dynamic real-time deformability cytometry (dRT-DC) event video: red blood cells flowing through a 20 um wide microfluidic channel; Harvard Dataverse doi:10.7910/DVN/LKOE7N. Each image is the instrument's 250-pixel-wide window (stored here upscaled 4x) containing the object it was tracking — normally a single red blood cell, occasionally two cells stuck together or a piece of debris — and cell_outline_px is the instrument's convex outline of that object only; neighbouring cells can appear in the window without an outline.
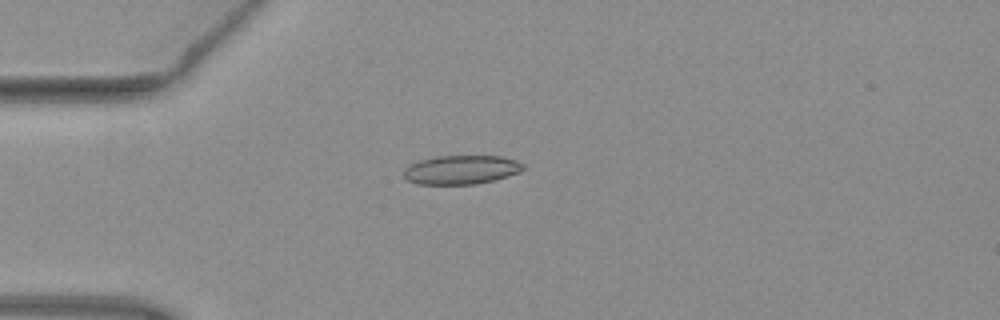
{"species": "common noctule bat (a hibernating species)", "species_latin": "Nyctalus noctula", "temperature_condition": "warm", "stored_images_in_passage": 7, "camera_frame_rate_fps": 3000, "um_per_image_px": 0.085, "animal": {"sex": "female", "body_mass_g": 19.3, "forearm_length_mm": 54.1}, "frame": {"image": 1, "passage_image": 4, "time_ms": 1.0, "image_size_px": [1000, 320], "cell_outline_px": [[524, 168], [520, 172], [492, 180], [476, 184], [416, 184], [408, 180], [404, 176], [404, 168], [408, 164], [420, 160], [436, 156], [500, 156], [516, 160], [524, 164]], "centroid_in_image_um": [39.18, 14.42], "position_along_channel_um": 45.8, "area_um2": 20.11}}
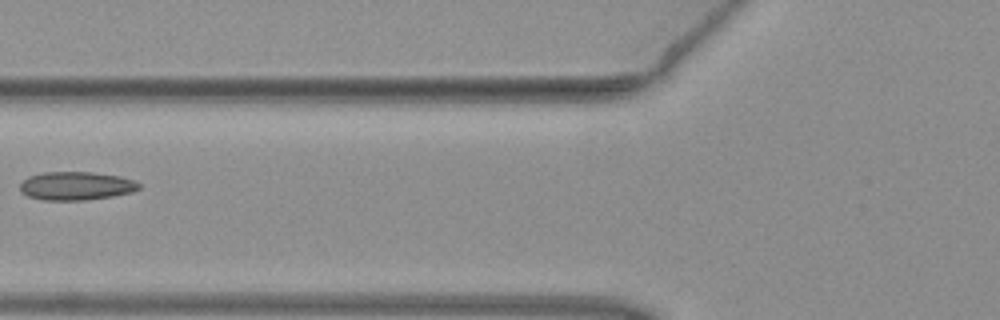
{"frame": {"image": 2, "passage_image": 6, "time_ms": 1.667, "image_size_px": [1000, 320], "cell_outline_px": [[140, 188], [132, 192], [112, 196], [84, 200], [40, 200], [28, 196], [20, 192], [20, 184], [28, 176], [40, 172], [92, 172], [120, 176], [132, 180], [140, 184]], "centroid_in_image_um": [6.43, 15.8], "position_along_channel_um": 119.4, "area_um2": 19.77}}
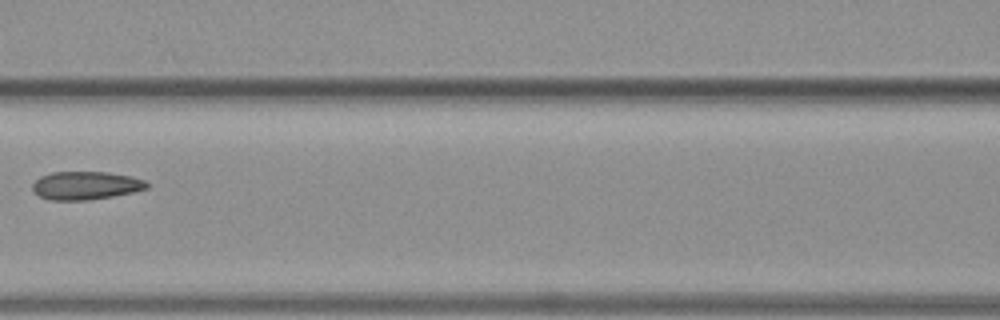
{"frame": {"image": 3, "passage_image": 7, "time_ms": 2.0, "image_size_px": [1000, 320], "cell_outline_px": [[148, 188], [132, 192], [112, 196], [88, 200], [48, 200], [32, 192], [32, 184], [40, 176], [52, 172], [108, 172], [132, 176], [144, 180], [148, 184]], "centroid_in_image_um": [7.25, 15.76], "position_along_channel_um": 159.3, "area_um2": 18.84}}